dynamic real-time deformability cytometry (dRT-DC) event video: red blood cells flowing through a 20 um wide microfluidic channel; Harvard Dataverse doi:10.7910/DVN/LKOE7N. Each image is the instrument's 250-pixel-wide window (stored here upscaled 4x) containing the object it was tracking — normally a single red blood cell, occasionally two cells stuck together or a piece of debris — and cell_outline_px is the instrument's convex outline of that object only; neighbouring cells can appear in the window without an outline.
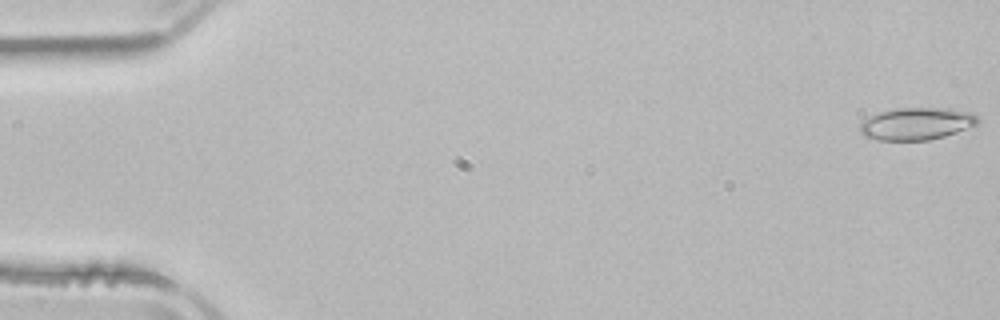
{"species": "common noctule bat (a hibernating species)", "species_latin": "Nyctalus noctula", "temperature_condition": "room temperature", "stored_images_in_passage": 15, "camera_frame_rate_fps": 3000, "um_per_image_px": 0.085, "animal": {"sex": "male", "body_mass_g": 21.5, "forearm_length_mm": 52.0}, "frame": {"image": 1, "passage_image": 1, "time_ms": 0.0, "image_size_px": [1000, 320], "cell_outline_px": [[980, 120], [976, 124], [956, 132], [944, 136], [928, 140], [880, 140], [864, 136], [860, 132], [860, 124], [864, 120], [880, 112], [896, 108], [948, 108], [972, 112]], "centroid_in_image_um": [77.91, 10.51], "position_along_channel_um": 7.1, "area_um2": 21.96}}